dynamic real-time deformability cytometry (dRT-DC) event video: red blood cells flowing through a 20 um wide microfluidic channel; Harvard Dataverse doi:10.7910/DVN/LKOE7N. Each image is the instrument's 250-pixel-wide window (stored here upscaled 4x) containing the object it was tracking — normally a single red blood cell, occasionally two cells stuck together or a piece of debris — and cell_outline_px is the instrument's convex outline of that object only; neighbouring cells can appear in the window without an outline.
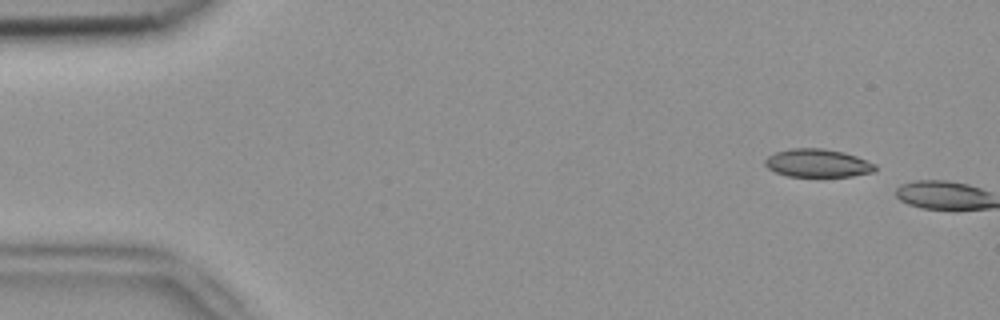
{"species": "common noctule bat (a hibernating species)", "species_latin": "Nyctalus noctula", "temperature_condition": "room temperature", "stored_images_in_passage": 2, "camera_frame_rate_fps": 3000, "um_per_image_px": 0.085, "animal": {"sex": "female", "body_mass_g": 18.4}, "frame": {"image": 1, "passage_image": 1, "time_ms": 0.0, "image_size_px": [1000, 320], "cell_outline_px": [[876, 172], [852, 176], [788, 176], [776, 172], [768, 168], [764, 164], [764, 160], [768, 156], [776, 152], [788, 148], [820, 148], [844, 152], [856, 156], [876, 164]], "centroid_in_image_um": [69.51, 13.86], "position_along_channel_um": 15.5, "area_um2": 18.09}}